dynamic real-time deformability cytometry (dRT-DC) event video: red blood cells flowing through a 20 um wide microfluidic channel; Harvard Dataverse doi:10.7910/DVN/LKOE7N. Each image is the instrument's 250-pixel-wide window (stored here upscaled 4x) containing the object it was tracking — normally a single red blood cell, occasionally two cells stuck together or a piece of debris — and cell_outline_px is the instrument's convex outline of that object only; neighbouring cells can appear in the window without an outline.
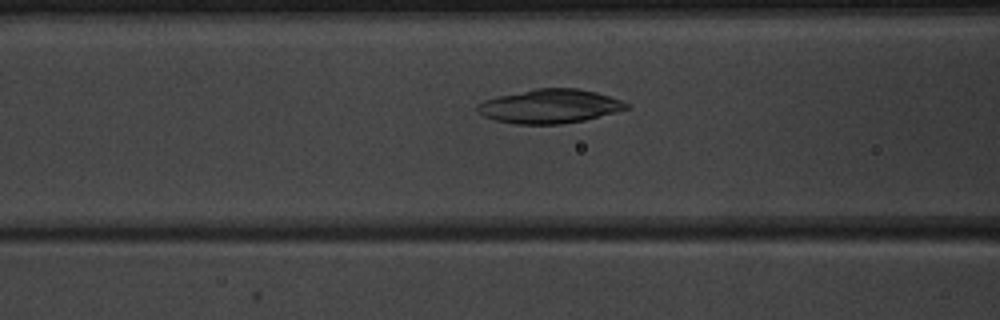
{"species": "common noctule bat (a hibernating species)", "species_latin": "Nyctalus noctula", "temperature_condition": "warm", "stored_images_in_passage": 40, "camera_frame_rate_fps": 3000, "um_per_image_px": 0.085, "animal": {"sex": "male", "body_mass_g": 20.1, "forearm_length_mm": 53.5}, "frame": {"image": 1, "passage_image": 10, "time_ms": 3.0, "image_size_px": [1000, 320], "cell_outline_px": [[628, 108], [584, 120], [560, 124], [516, 124], [496, 120], [484, 116], [476, 112], [476, 104], [484, 100], [496, 96], [536, 88], [576, 88], [596, 92], [620, 100], [628, 104]], "centroid_in_image_um": [46.65, 9.03], "position_along_channel_um": 120.0, "area_um2": 29.3}}
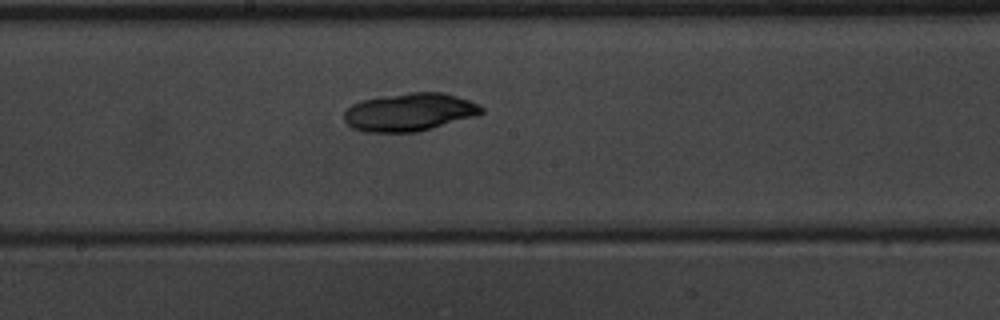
{"frame": {"image": 2, "passage_image": 17, "time_ms": 5.333, "image_size_px": [1000, 320], "cell_outline_px": [[484, 112], [480, 116], [416, 132], [364, 132], [352, 128], [344, 120], [344, 112], [352, 104], [360, 100], [384, 96], [412, 92], [444, 92], [480, 104], [484, 108]], "centroid_in_image_um": [34.85, 9.53], "position_along_channel_um": 213.4, "area_um2": 30.69}}
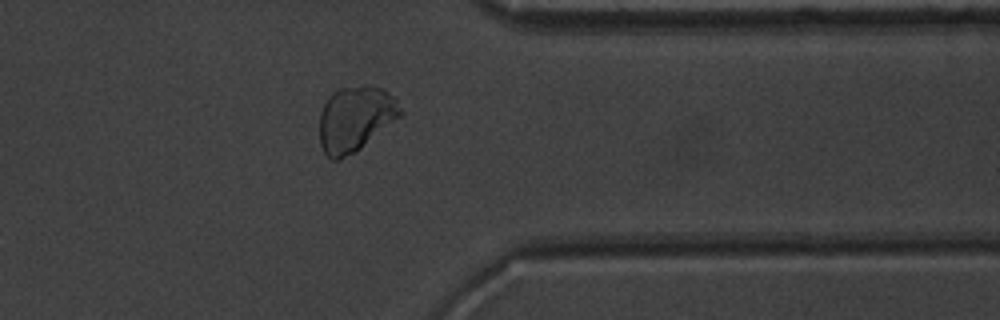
{"frame": {"image": 3, "passage_image": 30, "time_ms": 9.667, "image_size_px": [1000, 320], "cell_outline_px": [[404, 112], [400, 116], [360, 148], [340, 160], [332, 160], [324, 152], [320, 144], [320, 112], [324, 104], [332, 92], [340, 88], [364, 84], [368, 84], [384, 88], [396, 100]], "centroid_in_image_um": [30.19, 10.06], "position_along_channel_um": 381.2, "area_um2": 30.69}, "authors_computed_cell_mechanics": {"area_um2": 29.8248, "velocity_mm_per_s": 4.0042, "shape_relaxation_time_tau1_ms": 3.5381, "shape_relaxation_time_tau2_ms": null, "deformation_change_tau1": 0.0739, "deformation_change_tau2": null}}